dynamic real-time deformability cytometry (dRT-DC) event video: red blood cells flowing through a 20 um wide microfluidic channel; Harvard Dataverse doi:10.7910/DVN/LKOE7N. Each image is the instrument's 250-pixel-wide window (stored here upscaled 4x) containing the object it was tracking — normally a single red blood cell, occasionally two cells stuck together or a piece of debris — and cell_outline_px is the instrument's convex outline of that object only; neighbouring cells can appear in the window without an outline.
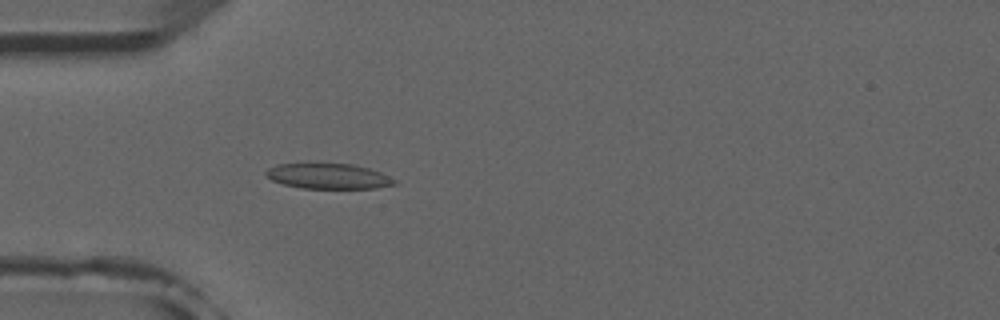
{"species": "common noctule bat (a hibernating species)", "species_latin": "Nyctalus noctula", "temperature_condition": "room temperature", "stored_images_in_passage": 5, "camera_frame_rate_fps": 3000, "um_per_image_px": 0.085, "animal": {"sex": "male", "forearm_length_mm": 52.5}, "frame": {"image": 1, "passage_image": 5, "time_ms": 4.333, "image_size_px": [1000, 320], "cell_outline_px": [[396, 184], [376, 188], [300, 188], [284, 184], [272, 180], [264, 172], [268, 168], [276, 164], [352, 164], [368, 168], [380, 172], [396, 180]], "centroid_in_image_um": [27.91, 14.98], "position_along_channel_um": 57.1, "area_um2": 18.73}}